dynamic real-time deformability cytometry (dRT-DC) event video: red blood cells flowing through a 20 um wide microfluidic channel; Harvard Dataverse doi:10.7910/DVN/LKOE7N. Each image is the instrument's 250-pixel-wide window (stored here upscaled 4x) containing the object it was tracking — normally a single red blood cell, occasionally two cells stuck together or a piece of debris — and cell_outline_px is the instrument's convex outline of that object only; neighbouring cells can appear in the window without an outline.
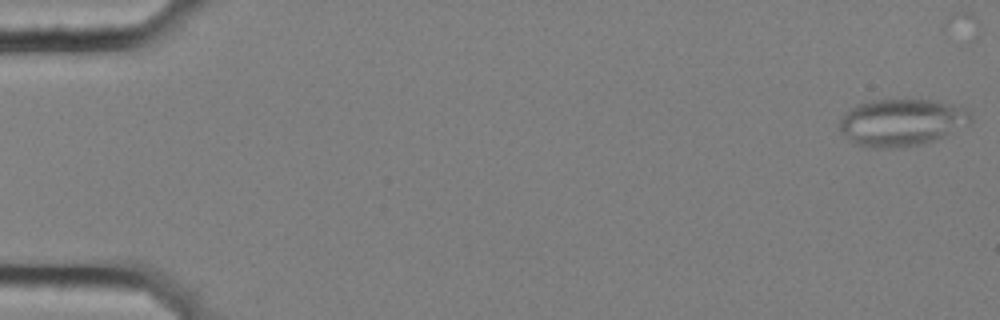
{"species": "common noctule bat (a hibernating species)", "species_latin": "Nyctalus noctula", "temperature_condition": "cold", "stored_images_in_passage": 39, "segment_of_instrument_passage": [1, 2], "camera_frame_rate_fps": 3000, "um_per_image_px": 0.085, "animal": {"sex": "female", "body_mass_g": 25.1}, "frame": {"image": 1, "passage_image": 1, "time_ms": 0.0, "image_size_px": [1000, 320], "cell_outline_px": [[972, 120], [968, 124], [924, 144], [900, 148], [872, 148], [852, 144], [840, 132], [840, 120], [856, 104], [864, 100], [928, 100], [960, 104], [972, 112]], "centroid_in_image_um": [76.64, 10.4], "position_along_channel_um": 8.4, "area_um2": 36.41}}
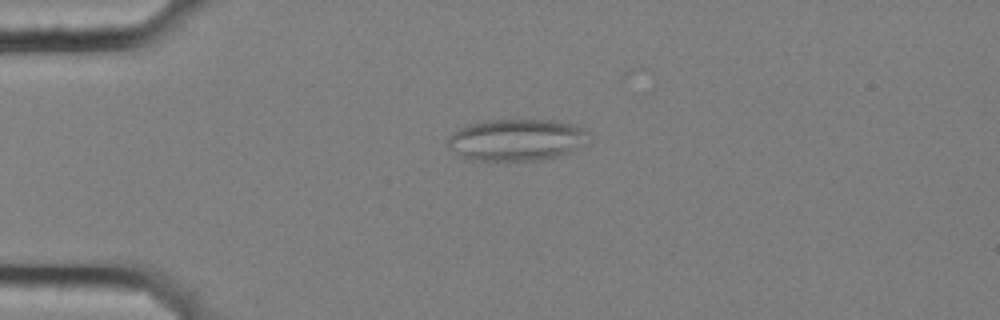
{"frame": {"image": 2, "passage_image": 14, "time_ms": 4.333, "image_size_px": [1000, 320], "cell_outline_px": [[592, 136], [584, 144], [560, 156], [540, 160], [472, 160], [460, 156], [448, 148], [448, 136], [460, 128], [468, 124], [480, 120], [524, 116], [556, 120], [572, 124], [588, 132]], "centroid_in_image_um": [43.9, 11.82], "position_along_channel_um": 41.1, "area_um2": 35.55}}